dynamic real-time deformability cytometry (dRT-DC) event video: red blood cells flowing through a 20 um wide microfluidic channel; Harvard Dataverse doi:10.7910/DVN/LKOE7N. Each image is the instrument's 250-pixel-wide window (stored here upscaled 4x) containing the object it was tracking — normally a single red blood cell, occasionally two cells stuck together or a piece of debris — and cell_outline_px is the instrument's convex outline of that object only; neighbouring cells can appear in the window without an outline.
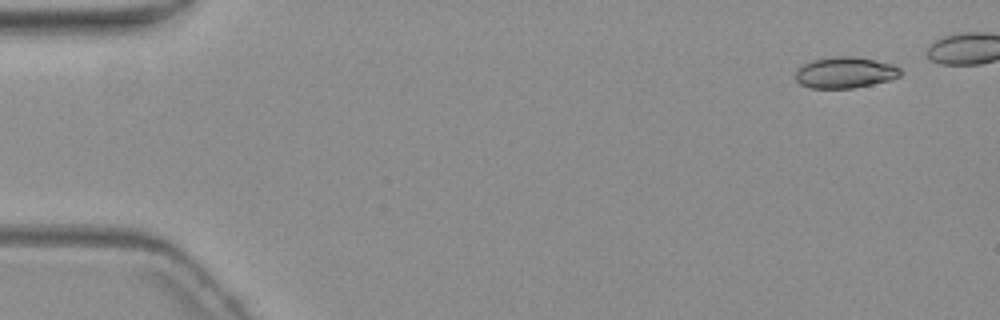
{"species": "common noctule bat (a hibernating species)", "species_latin": "Nyctalus noctula", "temperature_condition": "warm", "stored_images_in_passage": 7, "camera_frame_rate_fps": 3000, "um_per_image_px": 0.085, "animal": {"sex": "female", "body_mass_g": 19.3, "forearm_length_mm": 54.1}, "frame": {"image": 1, "passage_image": 1, "time_ms": 0.0, "image_size_px": [1000, 320], "cell_outline_px": [[900, 76], [888, 80], [872, 84], [852, 88], [812, 88], [800, 84], [796, 80], [796, 68], [812, 60], [836, 56], [852, 56], [892, 64], [900, 68]], "centroid_in_image_um": [71.79, 6.17], "position_along_channel_um": 13.2, "area_um2": 18.84}}
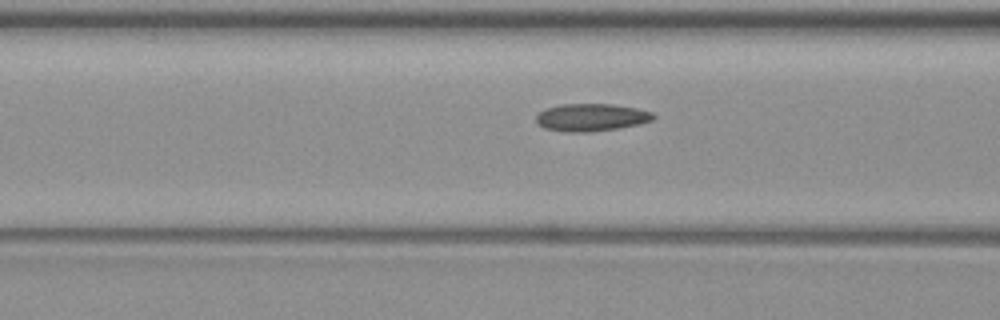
{"frame": {"image": 2, "passage_image": 7, "time_ms": 8.333, "image_size_px": [1000, 320], "cell_outline_px": [[656, 116], [652, 120], [636, 124], [616, 128], [592, 132], [568, 132], [544, 128], [536, 120], [536, 116], [544, 108], [560, 104], [612, 104], [636, 108], [652, 112]], "centroid_in_image_um": [50.23, 9.97], "position_along_channel_um": 116.4, "area_um2": 18.67}}